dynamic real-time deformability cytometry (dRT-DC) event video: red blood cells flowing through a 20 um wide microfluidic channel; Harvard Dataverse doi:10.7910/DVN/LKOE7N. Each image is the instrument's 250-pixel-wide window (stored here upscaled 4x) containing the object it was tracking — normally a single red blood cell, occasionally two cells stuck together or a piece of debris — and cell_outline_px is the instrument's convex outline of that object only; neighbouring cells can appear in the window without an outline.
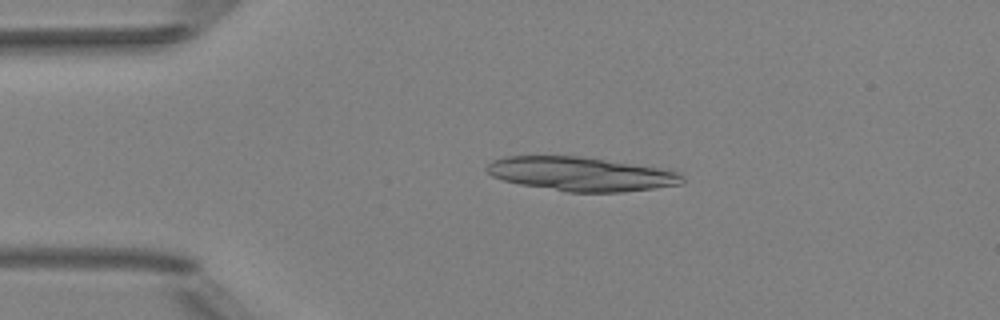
{"species": "Egyptian fruit bat (a non-hibernating species)", "species_latin": "Rousettus aegyptiacus", "temperature_condition": "room temperature", "stored_images_in_passage": 47, "camera_frame_rate_fps": 3000, "um_per_image_px": 0.085, "animal": {"sex": "female"}, "frame": {"image": 1, "passage_image": 8, "time_ms": 2.333, "image_size_px": [1000, 320], "cell_outline_px": [[684, 184], [656, 188], [620, 192], [568, 192], [520, 184], [504, 180], [492, 176], [484, 168], [492, 160], [504, 156], [580, 156], [668, 168], [680, 172], [684, 176]], "centroid_in_image_um": [49.47, 14.78], "position_along_channel_um": 35.5, "area_um2": 39.19}, "authors_computed_cell_mechanics": {"area_um2": 20.6346, "velocity_mm_per_s": 4.0275, "shape_relaxation_time_tau1_ms": 4.2225, "shape_relaxation_time_tau2_ms": 2.1247, "deformation_change_tau1": 0.1724, "deformation_change_tau2": 0.1099}}